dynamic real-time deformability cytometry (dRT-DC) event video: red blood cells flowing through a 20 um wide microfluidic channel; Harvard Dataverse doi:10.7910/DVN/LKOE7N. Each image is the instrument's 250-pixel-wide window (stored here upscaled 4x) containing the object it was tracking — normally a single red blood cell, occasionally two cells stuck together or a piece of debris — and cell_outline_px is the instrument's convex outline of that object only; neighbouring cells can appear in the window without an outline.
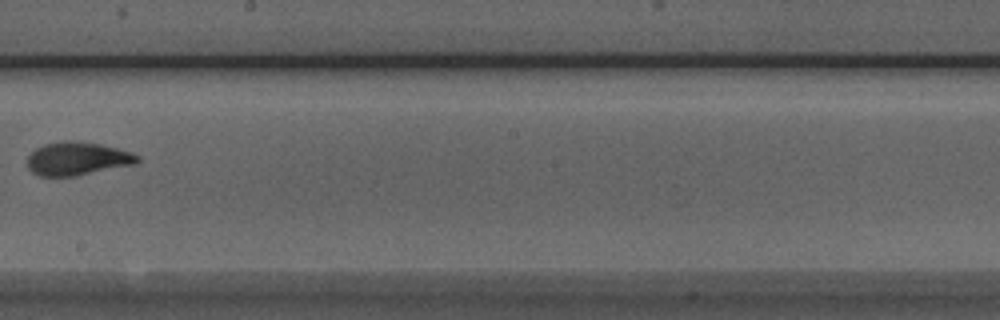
{"species": "Egyptian fruit bat (a non-hibernating species)", "species_latin": "Rousettus aegyptiacus", "temperature_condition": "room temperature", "stored_images_in_passage": 10, "camera_frame_rate_fps": 3000, "um_per_image_px": 0.085, "animal": {"sex": "male"}, "frame": {"image": 1, "passage_image": 9, "time_ms": 2.667, "image_size_px": [1000, 320], "cell_outline_px": [[140, 160], [136, 164], [72, 176], [40, 176], [32, 172], [28, 168], [28, 156], [36, 148], [44, 144], [64, 140], [72, 140], [100, 144], [132, 152], [140, 156]], "centroid_in_image_um": [6.58, 13.47], "position_along_channel_um": 241.6, "area_um2": 21.27}}
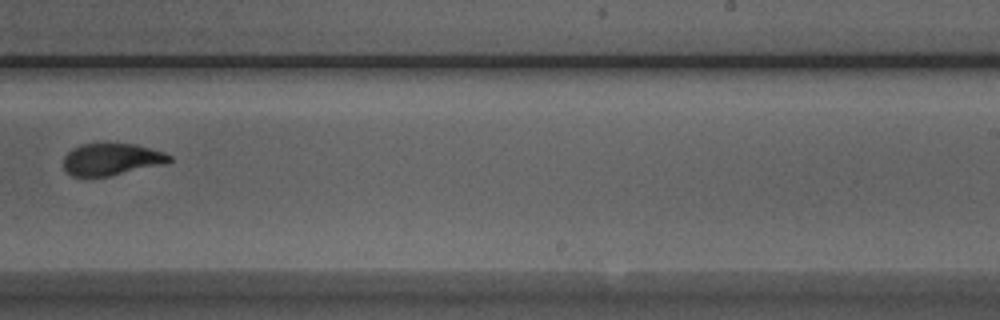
{"frame": {"image": 2, "passage_image": 10, "time_ms": 3.0, "image_size_px": [1000, 320], "cell_outline_px": [[172, 160], [164, 164], [112, 176], [72, 176], [64, 168], [64, 156], [72, 148], [80, 144], [104, 140], [108, 140], [136, 144], [164, 152], [172, 156]], "centroid_in_image_um": [9.48, 13.48], "position_along_channel_um": 279.5, "area_um2": 20.58}}